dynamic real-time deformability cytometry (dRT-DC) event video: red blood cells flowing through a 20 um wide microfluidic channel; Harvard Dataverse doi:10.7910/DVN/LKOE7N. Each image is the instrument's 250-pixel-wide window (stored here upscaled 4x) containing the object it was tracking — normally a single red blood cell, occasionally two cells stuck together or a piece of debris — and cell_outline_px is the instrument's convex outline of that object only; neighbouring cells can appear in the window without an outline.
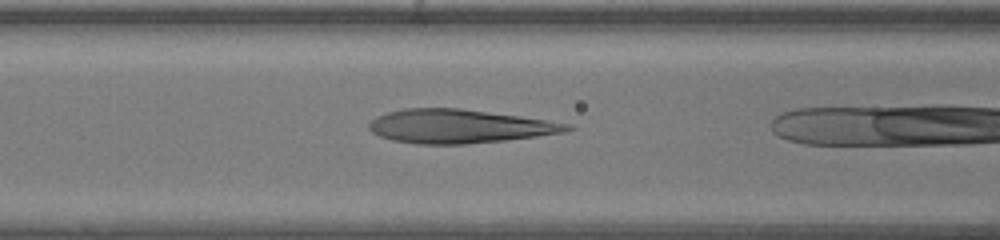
{"species": "human", "species_latin": "Homo sapiens", "temperature_condition": "warm", "stored_images_in_passage": 17, "camera_frame_rate_fps": 3000, "um_per_image_px": 0.085, "donor": {"sex": "female"}, "frame": {"image": 1, "passage_image": 13, "time_ms": 4.0, "image_size_px": [1000, 240], "cell_outline_px": [[576, 128], [564, 132], [536, 136], [504, 140], [464, 144], [420, 144], [392, 140], [380, 136], [372, 132], [368, 128], [368, 124], [376, 116], [388, 112], [404, 108], [460, 108], [520, 116], [572, 124]], "centroid_in_image_um": [39.02, 10.73], "position_along_channel_um": 127.6, "area_um2": 38.78}}
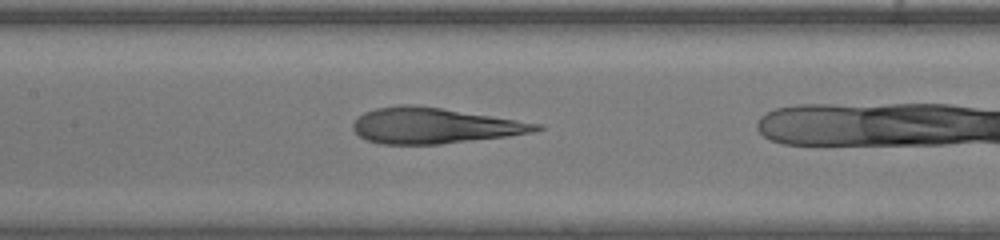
{"frame": {"image": 2, "passage_image": 16, "time_ms": 5.0, "image_size_px": [1000, 240], "cell_outline_px": [[544, 128], [532, 132], [508, 136], [440, 144], [380, 144], [368, 140], [360, 136], [352, 128], [352, 124], [356, 116], [364, 112], [376, 108], [400, 104], [416, 104], [544, 124]], "centroid_in_image_um": [36.88, 10.67], "position_along_channel_um": 170.5, "area_um2": 38.21}}